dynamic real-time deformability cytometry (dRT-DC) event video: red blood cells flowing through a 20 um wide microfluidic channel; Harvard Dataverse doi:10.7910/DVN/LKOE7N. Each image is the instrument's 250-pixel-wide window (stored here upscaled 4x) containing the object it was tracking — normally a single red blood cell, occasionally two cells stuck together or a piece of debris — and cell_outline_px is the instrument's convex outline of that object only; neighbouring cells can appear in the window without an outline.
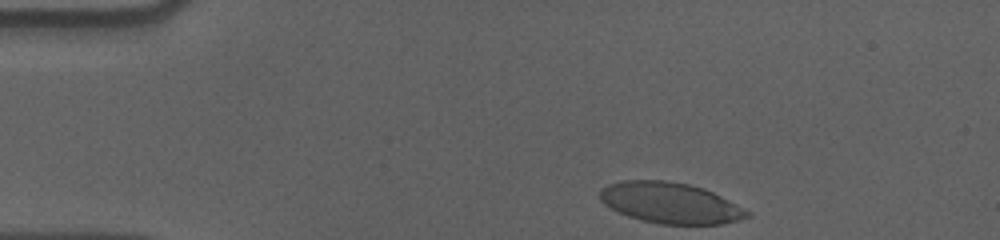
{"species": "human", "species_latin": "Homo sapiens", "temperature_condition": "cold", "stored_images_in_passage": 38, "camera_frame_rate_fps": 3000, "um_per_image_px": 0.085, "donor": {"sex": "male"}, "frame": {"image": 1, "passage_image": 1, "time_ms": 0.0, "image_size_px": [1000, 240], "cell_outline_px": [[752, 216], [740, 220], [720, 224], [660, 224], [640, 220], [628, 216], [604, 204], [600, 200], [600, 188], [608, 184], [620, 180], [664, 180], [688, 184], [704, 188], [752, 212]], "centroid_in_image_um": [56.98, 17.25], "position_along_channel_um": 28.0, "area_um2": 35.14}}
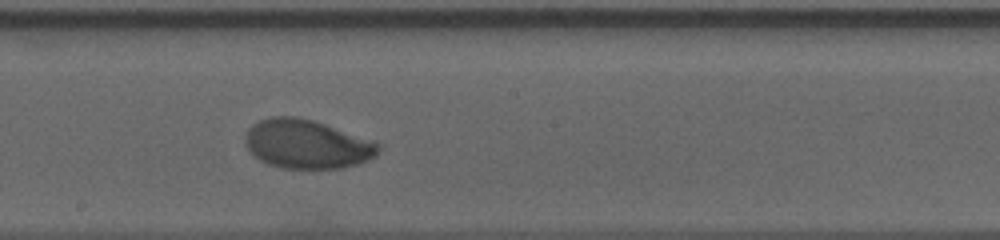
{"frame": {"image": 2, "passage_image": 23, "time_ms": 7.333, "image_size_px": [1000, 240], "cell_outline_px": [[380, 152], [376, 156], [360, 164], [344, 168], [280, 168], [268, 164], [252, 156], [244, 144], [244, 136], [248, 128], [252, 124], [260, 120], [272, 116], [296, 116], [312, 120], [324, 124], [380, 144]], "centroid_in_image_um": [26.03, 12.26], "position_along_channel_um": 222.2, "area_um2": 38.09}}
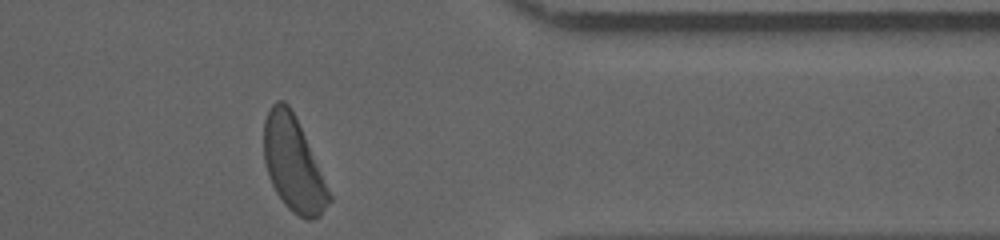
{"frame": {"image": 3, "passage_image": 38, "time_ms": 12.333, "image_size_px": [1000, 240], "cell_outline_px": [[332, 200], [320, 216], [312, 220], [308, 220], [292, 212], [284, 204], [276, 192], [268, 176], [264, 160], [264, 120], [272, 104], [276, 100], [284, 100], [288, 104], [304, 136], [332, 196]], "centroid_in_image_um": [24.92, 13.98], "position_along_channel_um": 386.5, "area_um2": 35.32}, "authors_computed_cell_mechanics": {"area_um2": 37.4255, "velocity_mm_per_s": 3.5678, "shape_relaxation_time_tau1_ms": 3.3277, "shape_relaxation_time_tau2_ms": 1.2112, "deformation_change_tau1": 0.1552, "deformation_change_tau2": 0.0481}}